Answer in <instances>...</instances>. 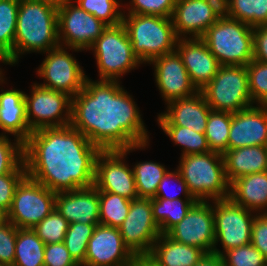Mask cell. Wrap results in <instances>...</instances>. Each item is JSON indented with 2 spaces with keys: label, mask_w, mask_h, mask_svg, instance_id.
<instances>
[{
  "label": "cell",
  "mask_w": 267,
  "mask_h": 266,
  "mask_svg": "<svg viewBox=\"0 0 267 266\" xmlns=\"http://www.w3.org/2000/svg\"><path fill=\"white\" fill-rule=\"evenodd\" d=\"M140 111L121 81L87 77L84 88L71 98L70 125L101 151L124 150L150 142Z\"/></svg>",
  "instance_id": "6da1fadb"
},
{
  "label": "cell",
  "mask_w": 267,
  "mask_h": 266,
  "mask_svg": "<svg viewBox=\"0 0 267 266\" xmlns=\"http://www.w3.org/2000/svg\"><path fill=\"white\" fill-rule=\"evenodd\" d=\"M100 152L71 125L32 131L23 143L27 176L55 193L94 186Z\"/></svg>",
  "instance_id": "7a4b0ae2"
},
{
  "label": "cell",
  "mask_w": 267,
  "mask_h": 266,
  "mask_svg": "<svg viewBox=\"0 0 267 266\" xmlns=\"http://www.w3.org/2000/svg\"><path fill=\"white\" fill-rule=\"evenodd\" d=\"M58 46V4L49 0H19L14 66L24 53L42 54Z\"/></svg>",
  "instance_id": "3957f363"
},
{
  "label": "cell",
  "mask_w": 267,
  "mask_h": 266,
  "mask_svg": "<svg viewBox=\"0 0 267 266\" xmlns=\"http://www.w3.org/2000/svg\"><path fill=\"white\" fill-rule=\"evenodd\" d=\"M176 169L197 201L229 198L230 184L225 175L223 154L210 151L180 156Z\"/></svg>",
  "instance_id": "277c9868"
},
{
  "label": "cell",
  "mask_w": 267,
  "mask_h": 266,
  "mask_svg": "<svg viewBox=\"0 0 267 266\" xmlns=\"http://www.w3.org/2000/svg\"><path fill=\"white\" fill-rule=\"evenodd\" d=\"M125 26L133 53L143 64L175 51L178 37L172 18L158 15L124 14Z\"/></svg>",
  "instance_id": "5b68a950"
},
{
  "label": "cell",
  "mask_w": 267,
  "mask_h": 266,
  "mask_svg": "<svg viewBox=\"0 0 267 266\" xmlns=\"http://www.w3.org/2000/svg\"><path fill=\"white\" fill-rule=\"evenodd\" d=\"M202 39L220 66H247L253 60V28L247 23L223 14Z\"/></svg>",
  "instance_id": "8992f818"
},
{
  "label": "cell",
  "mask_w": 267,
  "mask_h": 266,
  "mask_svg": "<svg viewBox=\"0 0 267 266\" xmlns=\"http://www.w3.org/2000/svg\"><path fill=\"white\" fill-rule=\"evenodd\" d=\"M93 52L98 80L119 81L142 64L133 53L125 26H108L88 49ZM121 77V78H120Z\"/></svg>",
  "instance_id": "52a82bcc"
},
{
  "label": "cell",
  "mask_w": 267,
  "mask_h": 266,
  "mask_svg": "<svg viewBox=\"0 0 267 266\" xmlns=\"http://www.w3.org/2000/svg\"><path fill=\"white\" fill-rule=\"evenodd\" d=\"M200 91L213 111L236 113L254 105L243 65L220 66L211 82Z\"/></svg>",
  "instance_id": "ba28073f"
},
{
  "label": "cell",
  "mask_w": 267,
  "mask_h": 266,
  "mask_svg": "<svg viewBox=\"0 0 267 266\" xmlns=\"http://www.w3.org/2000/svg\"><path fill=\"white\" fill-rule=\"evenodd\" d=\"M149 142L136 144L124 150L101 151L96 157L94 186L103 192H110L134 200L139 198L135 178L126 161L132 151L145 150Z\"/></svg>",
  "instance_id": "9c48e42d"
},
{
  "label": "cell",
  "mask_w": 267,
  "mask_h": 266,
  "mask_svg": "<svg viewBox=\"0 0 267 266\" xmlns=\"http://www.w3.org/2000/svg\"><path fill=\"white\" fill-rule=\"evenodd\" d=\"M107 27L73 0L58 4V39L60 46L69 51H87Z\"/></svg>",
  "instance_id": "30bf717a"
},
{
  "label": "cell",
  "mask_w": 267,
  "mask_h": 266,
  "mask_svg": "<svg viewBox=\"0 0 267 266\" xmlns=\"http://www.w3.org/2000/svg\"><path fill=\"white\" fill-rule=\"evenodd\" d=\"M215 243L213 254L251 243L252 224L256 212L237 205L230 198L213 200ZM253 213V214H252ZM222 245V251L217 247Z\"/></svg>",
  "instance_id": "8fae6325"
},
{
  "label": "cell",
  "mask_w": 267,
  "mask_h": 266,
  "mask_svg": "<svg viewBox=\"0 0 267 266\" xmlns=\"http://www.w3.org/2000/svg\"><path fill=\"white\" fill-rule=\"evenodd\" d=\"M31 85L25 93L26 115L31 131L41 128L64 127L71 122V98L67 93Z\"/></svg>",
  "instance_id": "7c38bea8"
},
{
  "label": "cell",
  "mask_w": 267,
  "mask_h": 266,
  "mask_svg": "<svg viewBox=\"0 0 267 266\" xmlns=\"http://www.w3.org/2000/svg\"><path fill=\"white\" fill-rule=\"evenodd\" d=\"M55 192L26 176L17 186L8 221L17 228H33L55 209Z\"/></svg>",
  "instance_id": "4fadbf2b"
},
{
  "label": "cell",
  "mask_w": 267,
  "mask_h": 266,
  "mask_svg": "<svg viewBox=\"0 0 267 266\" xmlns=\"http://www.w3.org/2000/svg\"><path fill=\"white\" fill-rule=\"evenodd\" d=\"M69 48L58 46L45 53V58L37 67V76L43 79L38 85L67 93L70 97L79 93L85 84L87 75L79 61L69 53Z\"/></svg>",
  "instance_id": "5bb4252c"
},
{
  "label": "cell",
  "mask_w": 267,
  "mask_h": 266,
  "mask_svg": "<svg viewBox=\"0 0 267 266\" xmlns=\"http://www.w3.org/2000/svg\"><path fill=\"white\" fill-rule=\"evenodd\" d=\"M125 245L136 256H148L154 242L161 235L153 218L151 198L131 200L125 220L119 227Z\"/></svg>",
  "instance_id": "9a60e30c"
},
{
  "label": "cell",
  "mask_w": 267,
  "mask_h": 266,
  "mask_svg": "<svg viewBox=\"0 0 267 266\" xmlns=\"http://www.w3.org/2000/svg\"><path fill=\"white\" fill-rule=\"evenodd\" d=\"M223 15V0H176L172 15L179 39L202 38Z\"/></svg>",
  "instance_id": "2e32d148"
},
{
  "label": "cell",
  "mask_w": 267,
  "mask_h": 266,
  "mask_svg": "<svg viewBox=\"0 0 267 266\" xmlns=\"http://www.w3.org/2000/svg\"><path fill=\"white\" fill-rule=\"evenodd\" d=\"M167 235L173 240L213 253L215 243L212 201H197Z\"/></svg>",
  "instance_id": "e0dca14e"
},
{
  "label": "cell",
  "mask_w": 267,
  "mask_h": 266,
  "mask_svg": "<svg viewBox=\"0 0 267 266\" xmlns=\"http://www.w3.org/2000/svg\"><path fill=\"white\" fill-rule=\"evenodd\" d=\"M135 258L119 228L98 224L87 244L85 266H129Z\"/></svg>",
  "instance_id": "ac0fdd59"
},
{
  "label": "cell",
  "mask_w": 267,
  "mask_h": 266,
  "mask_svg": "<svg viewBox=\"0 0 267 266\" xmlns=\"http://www.w3.org/2000/svg\"><path fill=\"white\" fill-rule=\"evenodd\" d=\"M148 64L153 65L156 87L165 105L198 92L176 50L154 58Z\"/></svg>",
  "instance_id": "d6986e66"
},
{
  "label": "cell",
  "mask_w": 267,
  "mask_h": 266,
  "mask_svg": "<svg viewBox=\"0 0 267 266\" xmlns=\"http://www.w3.org/2000/svg\"><path fill=\"white\" fill-rule=\"evenodd\" d=\"M267 143V106L252 105L232 113L228 149L265 146Z\"/></svg>",
  "instance_id": "ffe728a7"
},
{
  "label": "cell",
  "mask_w": 267,
  "mask_h": 266,
  "mask_svg": "<svg viewBox=\"0 0 267 266\" xmlns=\"http://www.w3.org/2000/svg\"><path fill=\"white\" fill-rule=\"evenodd\" d=\"M166 111L157 116L158 126H183L198 133H205L209 113L212 110L201 91L172 100Z\"/></svg>",
  "instance_id": "44dd1931"
},
{
  "label": "cell",
  "mask_w": 267,
  "mask_h": 266,
  "mask_svg": "<svg viewBox=\"0 0 267 266\" xmlns=\"http://www.w3.org/2000/svg\"><path fill=\"white\" fill-rule=\"evenodd\" d=\"M175 50L198 91L211 82L220 64L202 38L178 39Z\"/></svg>",
  "instance_id": "7402d4cb"
},
{
  "label": "cell",
  "mask_w": 267,
  "mask_h": 266,
  "mask_svg": "<svg viewBox=\"0 0 267 266\" xmlns=\"http://www.w3.org/2000/svg\"><path fill=\"white\" fill-rule=\"evenodd\" d=\"M55 208L71 223L99 224V190L95 186L58 192Z\"/></svg>",
  "instance_id": "603a6c76"
},
{
  "label": "cell",
  "mask_w": 267,
  "mask_h": 266,
  "mask_svg": "<svg viewBox=\"0 0 267 266\" xmlns=\"http://www.w3.org/2000/svg\"><path fill=\"white\" fill-rule=\"evenodd\" d=\"M0 135H13L24 143L32 133L27 122L25 92L0 87Z\"/></svg>",
  "instance_id": "cb8c5ba5"
},
{
  "label": "cell",
  "mask_w": 267,
  "mask_h": 266,
  "mask_svg": "<svg viewBox=\"0 0 267 266\" xmlns=\"http://www.w3.org/2000/svg\"><path fill=\"white\" fill-rule=\"evenodd\" d=\"M229 198L257 214L267 213V171L234 180L230 184Z\"/></svg>",
  "instance_id": "d4e9b609"
},
{
  "label": "cell",
  "mask_w": 267,
  "mask_h": 266,
  "mask_svg": "<svg viewBox=\"0 0 267 266\" xmlns=\"http://www.w3.org/2000/svg\"><path fill=\"white\" fill-rule=\"evenodd\" d=\"M207 253L161 234L147 256L156 266H195Z\"/></svg>",
  "instance_id": "484cf974"
},
{
  "label": "cell",
  "mask_w": 267,
  "mask_h": 266,
  "mask_svg": "<svg viewBox=\"0 0 267 266\" xmlns=\"http://www.w3.org/2000/svg\"><path fill=\"white\" fill-rule=\"evenodd\" d=\"M223 157L229 184L242 176L267 171L266 146L228 149Z\"/></svg>",
  "instance_id": "4316f807"
},
{
  "label": "cell",
  "mask_w": 267,
  "mask_h": 266,
  "mask_svg": "<svg viewBox=\"0 0 267 266\" xmlns=\"http://www.w3.org/2000/svg\"><path fill=\"white\" fill-rule=\"evenodd\" d=\"M196 202L195 198L174 200L151 198L153 218L160 228V233L167 234L175 225L181 222Z\"/></svg>",
  "instance_id": "83f0119b"
},
{
  "label": "cell",
  "mask_w": 267,
  "mask_h": 266,
  "mask_svg": "<svg viewBox=\"0 0 267 266\" xmlns=\"http://www.w3.org/2000/svg\"><path fill=\"white\" fill-rule=\"evenodd\" d=\"M19 0L0 1V62L14 65V39Z\"/></svg>",
  "instance_id": "f1b7e54d"
},
{
  "label": "cell",
  "mask_w": 267,
  "mask_h": 266,
  "mask_svg": "<svg viewBox=\"0 0 267 266\" xmlns=\"http://www.w3.org/2000/svg\"><path fill=\"white\" fill-rule=\"evenodd\" d=\"M45 243L32 228H17L13 266H44Z\"/></svg>",
  "instance_id": "f546056e"
},
{
  "label": "cell",
  "mask_w": 267,
  "mask_h": 266,
  "mask_svg": "<svg viewBox=\"0 0 267 266\" xmlns=\"http://www.w3.org/2000/svg\"><path fill=\"white\" fill-rule=\"evenodd\" d=\"M223 14L250 27L267 25V0H223Z\"/></svg>",
  "instance_id": "4dcf8cb0"
},
{
  "label": "cell",
  "mask_w": 267,
  "mask_h": 266,
  "mask_svg": "<svg viewBox=\"0 0 267 266\" xmlns=\"http://www.w3.org/2000/svg\"><path fill=\"white\" fill-rule=\"evenodd\" d=\"M136 191L139 198H154L158 185L169 169L154 161H137L133 167Z\"/></svg>",
  "instance_id": "1f68e13d"
},
{
  "label": "cell",
  "mask_w": 267,
  "mask_h": 266,
  "mask_svg": "<svg viewBox=\"0 0 267 266\" xmlns=\"http://www.w3.org/2000/svg\"><path fill=\"white\" fill-rule=\"evenodd\" d=\"M131 206V200L110 192L99 191V224L119 228Z\"/></svg>",
  "instance_id": "d6a6232c"
},
{
  "label": "cell",
  "mask_w": 267,
  "mask_h": 266,
  "mask_svg": "<svg viewBox=\"0 0 267 266\" xmlns=\"http://www.w3.org/2000/svg\"><path fill=\"white\" fill-rule=\"evenodd\" d=\"M160 129L171 139L174 145L182 146L180 156L204 154L211 151L205 133H198L183 126H160Z\"/></svg>",
  "instance_id": "836d02e7"
},
{
  "label": "cell",
  "mask_w": 267,
  "mask_h": 266,
  "mask_svg": "<svg viewBox=\"0 0 267 266\" xmlns=\"http://www.w3.org/2000/svg\"><path fill=\"white\" fill-rule=\"evenodd\" d=\"M231 118L230 112L210 111L205 136L211 151L224 154L228 150Z\"/></svg>",
  "instance_id": "e575fe53"
},
{
  "label": "cell",
  "mask_w": 267,
  "mask_h": 266,
  "mask_svg": "<svg viewBox=\"0 0 267 266\" xmlns=\"http://www.w3.org/2000/svg\"><path fill=\"white\" fill-rule=\"evenodd\" d=\"M98 224H69L63 243L79 266H85L87 244Z\"/></svg>",
  "instance_id": "d590c367"
},
{
  "label": "cell",
  "mask_w": 267,
  "mask_h": 266,
  "mask_svg": "<svg viewBox=\"0 0 267 266\" xmlns=\"http://www.w3.org/2000/svg\"><path fill=\"white\" fill-rule=\"evenodd\" d=\"M87 13L94 15L108 26L122 23L124 9L123 0H73Z\"/></svg>",
  "instance_id": "8d00e7d4"
},
{
  "label": "cell",
  "mask_w": 267,
  "mask_h": 266,
  "mask_svg": "<svg viewBox=\"0 0 267 266\" xmlns=\"http://www.w3.org/2000/svg\"><path fill=\"white\" fill-rule=\"evenodd\" d=\"M69 222L55 208L32 229L45 244L63 242Z\"/></svg>",
  "instance_id": "74e56055"
},
{
  "label": "cell",
  "mask_w": 267,
  "mask_h": 266,
  "mask_svg": "<svg viewBox=\"0 0 267 266\" xmlns=\"http://www.w3.org/2000/svg\"><path fill=\"white\" fill-rule=\"evenodd\" d=\"M246 69L253 104L267 106V64L253 59Z\"/></svg>",
  "instance_id": "f35d334b"
},
{
  "label": "cell",
  "mask_w": 267,
  "mask_h": 266,
  "mask_svg": "<svg viewBox=\"0 0 267 266\" xmlns=\"http://www.w3.org/2000/svg\"><path fill=\"white\" fill-rule=\"evenodd\" d=\"M221 257L225 266H267L264 256L251 243L229 249Z\"/></svg>",
  "instance_id": "ab89813d"
},
{
  "label": "cell",
  "mask_w": 267,
  "mask_h": 266,
  "mask_svg": "<svg viewBox=\"0 0 267 266\" xmlns=\"http://www.w3.org/2000/svg\"><path fill=\"white\" fill-rule=\"evenodd\" d=\"M23 161V143L0 135V176L12 173Z\"/></svg>",
  "instance_id": "60d3db41"
},
{
  "label": "cell",
  "mask_w": 267,
  "mask_h": 266,
  "mask_svg": "<svg viewBox=\"0 0 267 266\" xmlns=\"http://www.w3.org/2000/svg\"><path fill=\"white\" fill-rule=\"evenodd\" d=\"M176 0H130L125 7L124 14L158 15L171 18Z\"/></svg>",
  "instance_id": "b9f144b4"
},
{
  "label": "cell",
  "mask_w": 267,
  "mask_h": 266,
  "mask_svg": "<svg viewBox=\"0 0 267 266\" xmlns=\"http://www.w3.org/2000/svg\"><path fill=\"white\" fill-rule=\"evenodd\" d=\"M27 176L24 161L9 174L0 176V206L7 212L11 208L18 184Z\"/></svg>",
  "instance_id": "7bdbcfd3"
},
{
  "label": "cell",
  "mask_w": 267,
  "mask_h": 266,
  "mask_svg": "<svg viewBox=\"0 0 267 266\" xmlns=\"http://www.w3.org/2000/svg\"><path fill=\"white\" fill-rule=\"evenodd\" d=\"M17 227L10 221L0 224V265L13 266Z\"/></svg>",
  "instance_id": "ee69618b"
},
{
  "label": "cell",
  "mask_w": 267,
  "mask_h": 266,
  "mask_svg": "<svg viewBox=\"0 0 267 266\" xmlns=\"http://www.w3.org/2000/svg\"><path fill=\"white\" fill-rule=\"evenodd\" d=\"M171 181L173 183L175 182V184H177V185L179 184V189L178 188L177 189L180 190V192L183 194L182 197L193 198V196L190 194V192L187 188L185 181L183 180V178L181 177V175L177 169H175L174 171H170V170L167 171V173L164 175V177L162 178V180L160 181V183L158 185L156 195L154 198H162V199H169V200L182 199V197L179 196V194H180L179 192H178L179 194L173 193L174 194L173 195L172 193H170L166 190L171 185V183H172ZM168 184H169V186H168Z\"/></svg>",
  "instance_id": "f6af8a7d"
},
{
  "label": "cell",
  "mask_w": 267,
  "mask_h": 266,
  "mask_svg": "<svg viewBox=\"0 0 267 266\" xmlns=\"http://www.w3.org/2000/svg\"><path fill=\"white\" fill-rule=\"evenodd\" d=\"M44 266H79L63 242L45 244Z\"/></svg>",
  "instance_id": "bcb514c9"
},
{
  "label": "cell",
  "mask_w": 267,
  "mask_h": 266,
  "mask_svg": "<svg viewBox=\"0 0 267 266\" xmlns=\"http://www.w3.org/2000/svg\"><path fill=\"white\" fill-rule=\"evenodd\" d=\"M251 244L261 252L267 261V213L255 215L252 224Z\"/></svg>",
  "instance_id": "7dc6e473"
},
{
  "label": "cell",
  "mask_w": 267,
  "mask_h": 266,
  "mask_svg": "<svg viewBox=\"0 0 267 266\" xmlns=\"http://www.w3.org/2000/svg\"><path fill=\"white\" fill-rule=\"evenodd\" d=\"M253 59L267 64V25L253 28Z\"/></svg>",
  "instance_id": "c3c4849f"
},
{
  "label": "cell",
  "mask_w": 267,
  "mask_h": 266,
  "mask_svg": "<svg viewBox=\"0 0 267 266\" xmlns=\"http://www.w3.org/2000/svg\"><path fill=\"white\" fill-rule=\"evenodd\" d=\"M195 266H225L220 255L206 254Z\"/></svg>",
  "instance_id": "681fc988"
},
{
  "label": "cell",
  "mask_w": 267,
  "mask_h": 266,
  "mask_svg": "<svg viewBox=\"0 0 267 266\" xmlns=\"http://www.w3.org/2000/svg\"><path fill=\"white\" fill-rule=\"evenodd\" d=\"M129 266H156L147 256L136 257Z\"/></svg>",
  "instance_id": "f907efd6"
},
{
  "label": "cell",
  "mask_w": 267,
  "mask_h": 266,
  "mask_svg": "<svg viewBox=\"0 0 267 266\" xmlns=\"http://www.w3.org/2000/svg\"><path fill=\"white\" fill-rule=\"evenodd\" d=\"M8 221V212L0 206V224Z\"/></svg>",
  "instance_id": "816d5d0a"
},
{
  "label": "cell",
  "mask_w": 267,
  "mask_h": 266,
  "mask_svg": "<svg viewBox=\"0 0 267 266\" xmlns=\"http://www.w3.org/2000/svg\"><path fill=\"white\" fill-rule=\"evenodd\" d=\"M4 70L2 69V67H0V86L3 85V84H7L5 81V79L7 80V78H5L6 76L5 75V72L3 74Z\"/></svg>",
  "instance_id": "f5cc1de1"
},
{
  "label": "cell",
  "mask_w": 267,
  "mask_h": 266,
  "mask_svg": "<svg viewBox=\"0 0 267 266\" xmlns=\"http://www.w3.org/2000/svg\"><path fill=\"white\" fill-rule=\"evenodd\" d=\"M49 1H52V2H54V3H56V4H60V3L63 2L64 0H49Z\"/></svg>",
  "instance_id": "db71d44e"
}]
</instances>
